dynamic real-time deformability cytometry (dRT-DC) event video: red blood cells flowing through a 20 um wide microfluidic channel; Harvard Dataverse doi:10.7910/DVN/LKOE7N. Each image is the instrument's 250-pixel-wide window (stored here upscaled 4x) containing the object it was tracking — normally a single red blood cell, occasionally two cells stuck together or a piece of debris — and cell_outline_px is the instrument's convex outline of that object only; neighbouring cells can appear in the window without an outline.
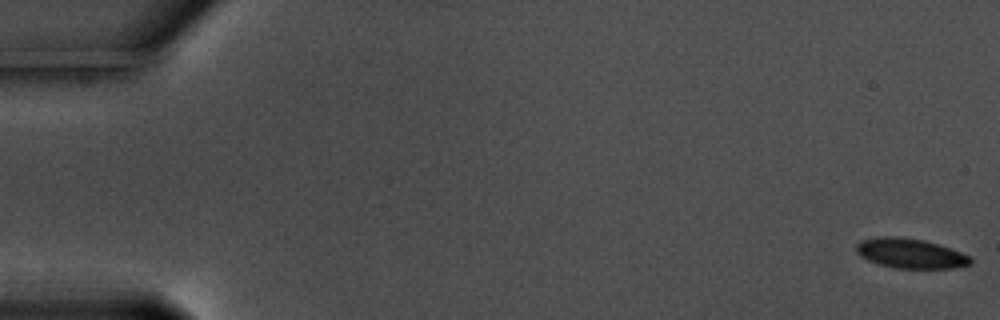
{"species": "common noctule bat (a hibernating species)", "species_latin": "Nyctalus noctula", "temperature_condition": "warm", "stored_images_in_passage": 13, "camera_frame_rate_fps": 3000, "um_per_image_px": 0.085, "animal": {"sex": "male", "body_mass_g": 17.5, "forearm_length_mm": 52.3}, "frame": {"image": 1, "passage_image": 1, "time_ms": 0.0, "image_size_px": [1000, 320], "cell_outline_px": [[972, 264], [952, 268], [896, 268], [880, 264], [868, 260], [860, 256], [856, 252], [856, 244], [860, 240], [876, 236], [896, 236], [924, 240], [972, 256]], "centroid_in_image_um": [77.35, 21.53], "position_along_channel_um": 7.6, "area_um2": 19.83}}